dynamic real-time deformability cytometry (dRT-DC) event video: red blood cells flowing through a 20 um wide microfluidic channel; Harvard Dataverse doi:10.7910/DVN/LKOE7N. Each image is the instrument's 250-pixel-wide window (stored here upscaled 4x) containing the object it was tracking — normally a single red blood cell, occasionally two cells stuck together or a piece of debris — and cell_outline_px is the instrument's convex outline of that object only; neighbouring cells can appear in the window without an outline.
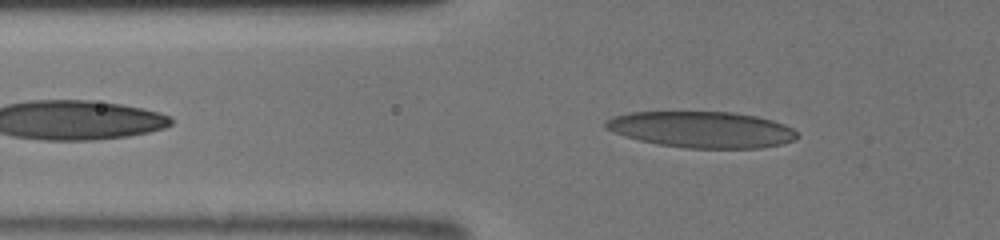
{"species": "human", "species_latin": "Homo sapiens", "temperature_condition": "room temperature", "stored_images_in_passage": 37, "camera_frame_rate_fps": 3000, "um_per_image_px": 0.085, "donor": {"sex": "male"}, "frame": {"image": 1, "passage_image": 6, "time_ms": 1.667, "image_size_px": [1000, 240], "cell_outline_px": [[800, 136], [792, 140], [780, 144], [760, 148], [684, 148], [660, 144], [640, 140], [616, 132], [608, 128], [604, 124], [604, 120], [612, 116], [632, 112], [732, 112], [756, 116], [772, 120], [784, 124], [792, 128]], "centroid_in_image_um": [59.68, 11.0], "position_along_channel_um": 66.1, "area_um2": 40.11}}
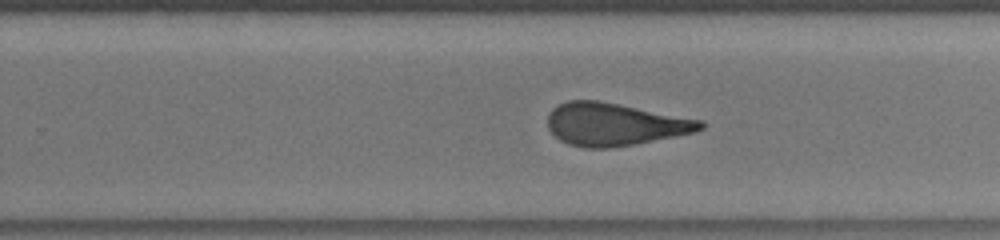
{"frame": {"image": 2, "passage_image": 22, "time_ms": 7.0, "image_size_px": [1000, 240], "cell_outline_px": [[704, 128], [696, 132], [676, 136], [632, 144], [608, 148], [584, 148], [568, 144], [560, 140], [548, 128], [548, 116], [552, 108], [556, 104], [568, 100], [600, 100], [704, 120]], "centroid_in_image_um": [52.25, 10.55], "position_along_channel_um": 277.6, "area_um2": 38.15}}
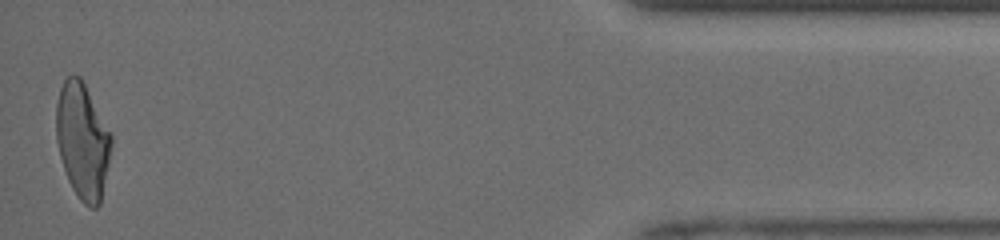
{"frame": {"image": 3, "passage_image": 37, "time_ms": 12.0, "image_size_px": [1000, 240], "cell_outline_px": [[112, 144], [100, 204], [96, 208], [88, 208], [80, 200], [72, 188], [68, 180], [60, 156], [56, 140], [56, 104], [60, 88], [64, 80], [68, 76], [80, 76], [112, 136]], "centroid_in_image_um": [7.0, 11.99], "position_along_channel_um": 428.2, "area_um2": 36.82}, "authors_computed_cell_mechanics": {"area_um2": 38.5526, "velocity_mm_per_s": 4.2194, "shape_relaxation_time_tau1_ms": 6.6194, "shape_relaxation_time_tau2_ms": 1.5633, "deformation_change_tau1": 0.2225, "deformation_change_tau2": 0.1113}}